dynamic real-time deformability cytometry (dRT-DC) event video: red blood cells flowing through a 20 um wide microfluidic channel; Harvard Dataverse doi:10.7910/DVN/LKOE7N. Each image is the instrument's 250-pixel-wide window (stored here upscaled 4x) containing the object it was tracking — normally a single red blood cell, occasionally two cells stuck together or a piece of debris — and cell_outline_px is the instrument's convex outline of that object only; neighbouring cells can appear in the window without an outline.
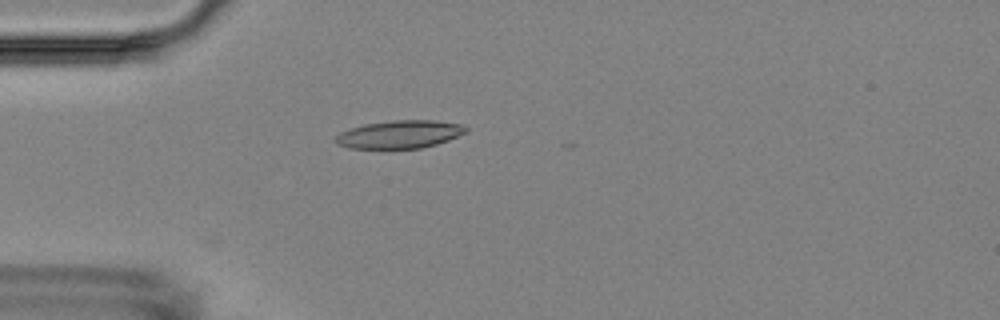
{"species": "Egyptian fruit bat (a non-hibernating species)", "species_latin": "Rousettus aegyptiacus", "temperature_condition": "room temperature", "stored_images_in_passage": 5, "camera_frame_rate_fps": 3000, "um_per_image_px": 0.085, "animal": {"sex": "female"}, "frame": {"image": 1, "passage_image": 5, "time_ms": 4.333, "image_size_px": [1000, 320], "cell_outline_px": [[468, 132], [448, 140], [436, 144], [420, 148], [348, 148], [336, 144], [332, 140], [340, 132], [364, 124], [392, 120], [436, 120], [460, 124], [468, 128]], "centroid_in_image_um": [33.96, 11.41], "position_along_channel_um": 51.0, "area_um2": 21.27}}